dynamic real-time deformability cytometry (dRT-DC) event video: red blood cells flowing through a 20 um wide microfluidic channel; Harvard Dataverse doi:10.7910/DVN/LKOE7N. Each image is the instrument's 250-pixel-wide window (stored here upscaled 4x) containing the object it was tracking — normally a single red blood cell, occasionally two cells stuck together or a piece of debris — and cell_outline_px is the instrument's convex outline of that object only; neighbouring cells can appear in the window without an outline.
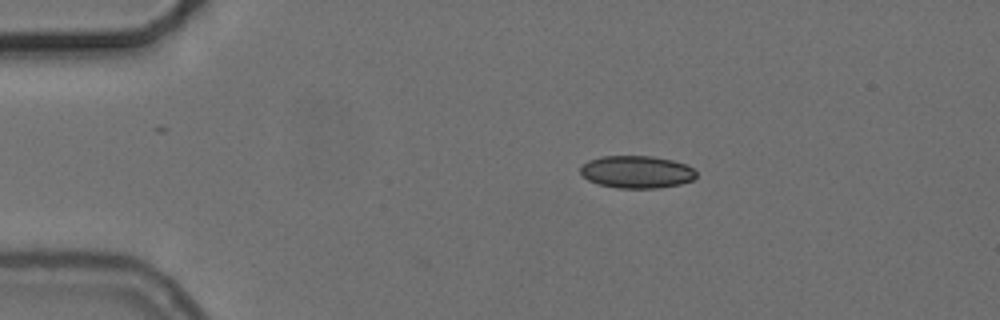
{"species": "common noctule bat (a hibernating species)", "species_latin": "Nyctalus noctula", "temperature_condition": "cold", "stored_images_in_passage": 6, "camera_frame_rate_fps": 3000, "um_per_image_px": 0.085, "animal": {"sex": "female", "body_mass_g": 24.6, "forearm_length_mm": 56.2}, "frame": {"image": 1, "passage_image": 1, "time_ms": 0.0, "image_size_px": [1000, 320], "cell_outline_px": [[696, 176], [692, 180], [680, 184], [656, 188], [616, 188], [600, 184], [588, 180], [580, 172], [580, 168], [588, 160], [600, 156], [652, 156], [672, 160], [684, 164], [692, 168], [696, 172]], "centroid_in_image_um": [54.1, 14.61], "position_along_channel_um": 30.9, "area_um2": 21.79}}